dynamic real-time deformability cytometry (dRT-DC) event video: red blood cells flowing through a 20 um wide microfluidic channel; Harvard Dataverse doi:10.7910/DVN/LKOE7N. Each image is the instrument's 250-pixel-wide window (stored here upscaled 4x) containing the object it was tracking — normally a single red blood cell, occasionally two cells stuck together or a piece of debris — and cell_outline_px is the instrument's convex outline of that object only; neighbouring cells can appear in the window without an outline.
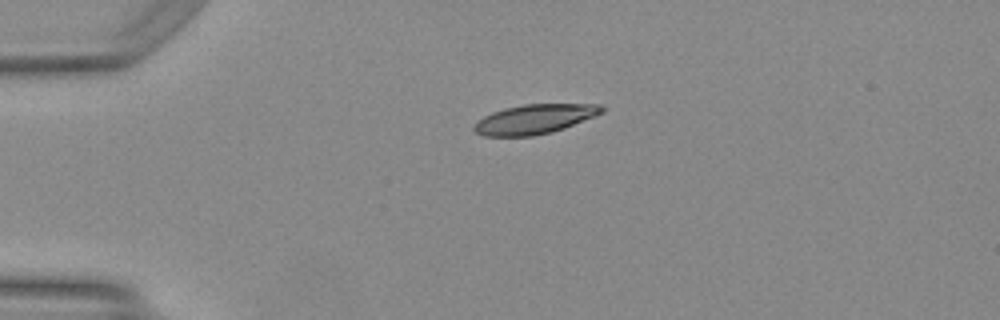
{"species": "Egyptian fruit bat (a non-hibernating species)", "species_latin": "Rousettus aegyptiacus", "temperature_condition": "warm", "stored_images_in_passage": 38, "camera_frame_rate_fps": 3000, "um_per_image_px": 0.085, "animal": {"sex": "female"}, "frame": {"image": 1, "passage_image": 1, "time_ms": 0.0, "image_size_px": [1000, 320], "cell_outline_px": [[604, 112], [596, 116], [564, 128], [552, 132], [532, 136], [484, 136], [476, 132], [472, 128], [476, 120], [492, 112], [504, 108], [524, 104], [604, 104]], "centroid_in_image_um": [45.44, 10.12], "position_along_channel_um": 39.6, "area_um2": 22.14}}
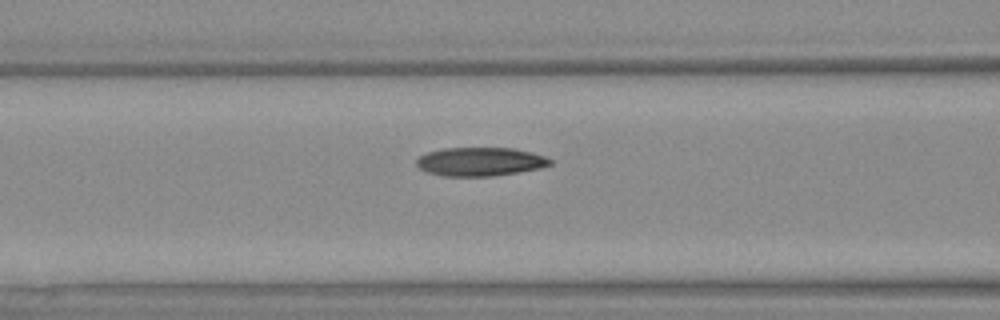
{"frame": {"image": 2, "passage_image": 10, "time_ms": 3.0, "image_size_px": [1000, 320], "cell_outline_px": [[552, 164], [540, 168], [520, 172], [492, 176], [440, 176], [428, 172], [420, 168], [416, 164], [416, 160], [420, 156], [428, 152], [444, 148], [516, 148], [532, 152], [544, 156], [552, 160]], "centroid_in_image_um": [40.83, 13.74], "position_along_channel_um": 125.8, "area_um2": 22.37}}
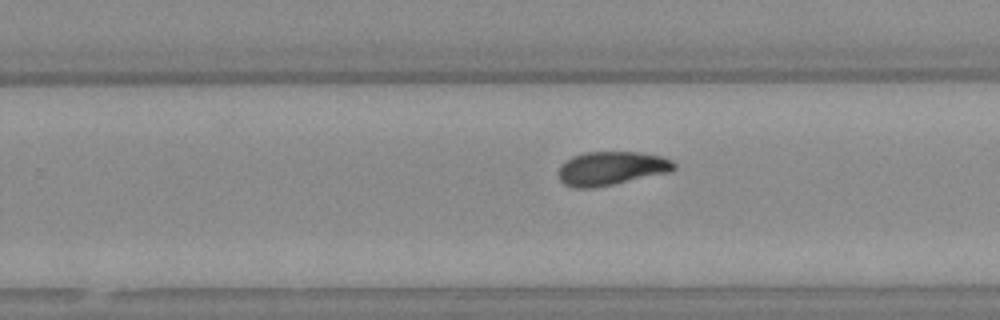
{"frame": {"image": 3, "passage_image": 21, "time_ms": 6.667, "image_size_px": [1000, 320], "cell_outline_px": [[676, 168], [672, 172], [592, 188], [576, 188], [564, 184], [560, 180], [560, 164], [564, 160], [572, 156], [584, 152], [640, 152], [664, 156], [672, 160], [676, 164]], "centroid_in_image_um": [52.0, 14.29], "position_along_channel_um": 277.8, "area_um2": 22.89}, "authors_computed_cell_mechanics": {"area_um2": 22.7732, "velocity_mm_per_s": 4.1626, "shape_relaxation_time_tau1_ms": 4.6792, "shape_relaxation_time_tau2_ms": 7.6431, "deformation_change_tau1": 0.1649, "deformation_change_tau2": 0.1338}}